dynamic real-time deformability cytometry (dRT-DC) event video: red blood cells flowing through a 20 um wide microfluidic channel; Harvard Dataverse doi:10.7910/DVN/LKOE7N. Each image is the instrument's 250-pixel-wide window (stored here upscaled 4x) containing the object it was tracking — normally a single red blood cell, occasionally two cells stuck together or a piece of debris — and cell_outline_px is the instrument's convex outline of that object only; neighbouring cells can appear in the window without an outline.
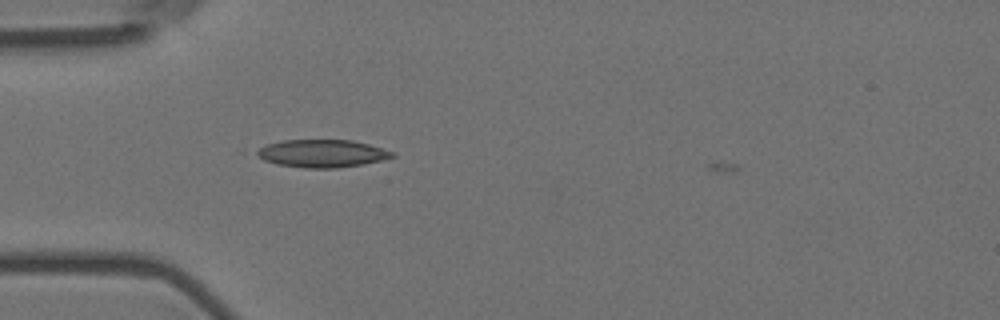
{"species": "Egyptian fruit bat (a non-hibernating species)", "species_latin": "Rousettus aegyptiacus", "temperature_condition": "room temperature", "stored_images_in_passage": 2, "camera_frame_rate_fps": 3000, "um_per_image_px": 0.085, "animal": {"sex": "female"}, "frame": {"image": 1, "passage_image": 2, "time_ms": 0.333, "image_size_px": [1000, 320], "cell_outline_px": [[396, 156], [364, 164], [336, 168], [304, 168], [276, 164], [264, 160], [256, 156], [256, 152], [260, 148], [268, 144], [284, 140], [352, 140], [368, 144], [396, 152]], "centroid_in_image_um": [27.39, 13.05], "position_along_channel_um": 57.6, "area_um2": 21.85}}